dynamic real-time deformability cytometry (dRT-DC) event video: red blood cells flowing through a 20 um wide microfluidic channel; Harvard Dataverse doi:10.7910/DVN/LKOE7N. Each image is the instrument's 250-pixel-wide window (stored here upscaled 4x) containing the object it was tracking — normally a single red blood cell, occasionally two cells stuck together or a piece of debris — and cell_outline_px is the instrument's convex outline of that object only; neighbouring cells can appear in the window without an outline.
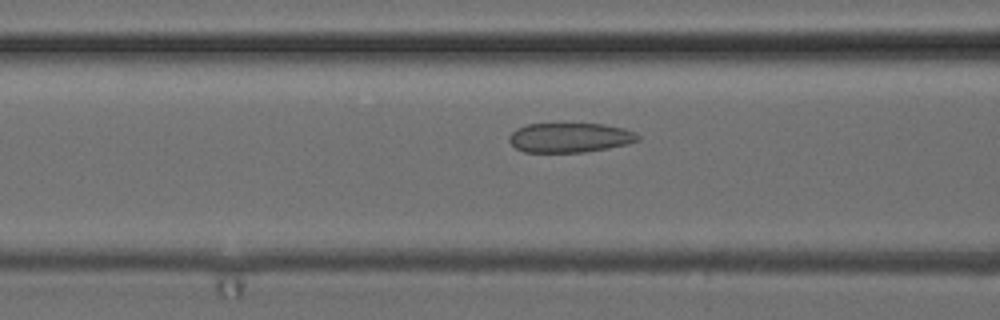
{"species": "common noctule bat (a hibernating species)", "species_latin": "Nyctalus noctula", "temperature_condition": "cold", "stored_images_in_passage": 52, "camera_frame_rate_fps": 3000, "um_per_image_px": 0.085, "animal": {"sex": "female", "body_mass_g": 24.6, "forearm_length_mm": 56.2}, "frame": {"image": 1, "passage_image": 21, "time_ms": 6.667, "image_size_px": [1000, 320], "cell_outline_px": [[640, 140], [628, 144], [608, 148], [584, 152], [524, 152], [516, 148], [508, 140], [508, 136], [516, 128], [528, 124], [604, 124], [624, 128], [636, 132], [640, 136]], "centroid_in_image_um": [48.46, 11.7], "position_along_channel_um": 118.1, "area_um2": 22.31}}
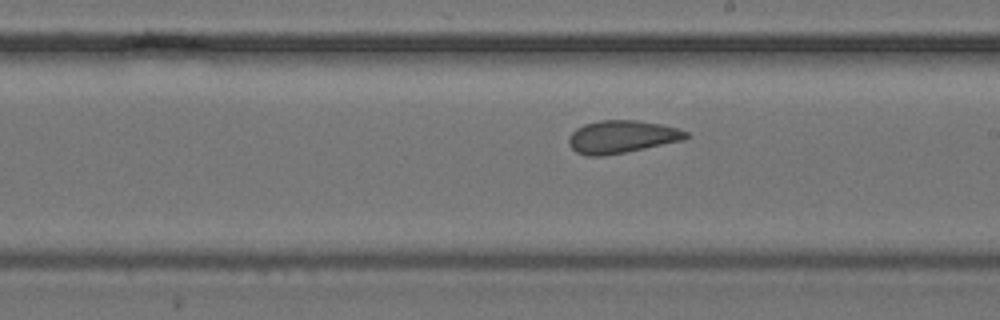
{"frame": {"image": 2, "passage_image": 30, "time_ms": 9.667, "image_size_px": [1000, 320], "cell_outline_px": [[688, 136], [684, 140], [604, 156], [588, 156], [576, 152], [568, 144], [568, 136], [576, 128], [584, 124], [600, 120], [636, 120], [664, 124], [688, 132]], "centroid_in_image_um": [52.82, 11.62], "position_along_channel_um": 236.2, "area_um2": 22.37}}
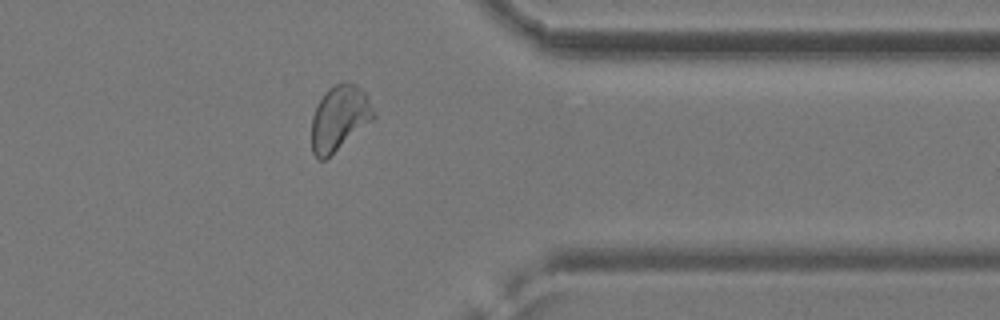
{"frame": {"image": 3, "passage_image": 42, "time_ms": 13.667, "image_size_px": [1000, 320], "cell_outline_px": [[376, 116], [372, 120], [324, 160], [320, 160], [312, 152], [312, 116], [316, 104], [324, 92], [328, 88], [336, 84], [356, 84], [364, 92], [376, 112]], "centroid_in_image_um": [28.83, 10.02], "position_along_channel_um": 382.6, "area_um2": 23.12}, "authors_computed_cell_mechanics": {"area_um2": 23.7558, "velocity_mm_per_s": 3.9238, "shape_relaxation_time_tau1_ms": null, "shape_relaxation_time_tau2_ms": 1.8571, "deformation_change_tau1": null, "deformation_change_tau2": 0.075}}